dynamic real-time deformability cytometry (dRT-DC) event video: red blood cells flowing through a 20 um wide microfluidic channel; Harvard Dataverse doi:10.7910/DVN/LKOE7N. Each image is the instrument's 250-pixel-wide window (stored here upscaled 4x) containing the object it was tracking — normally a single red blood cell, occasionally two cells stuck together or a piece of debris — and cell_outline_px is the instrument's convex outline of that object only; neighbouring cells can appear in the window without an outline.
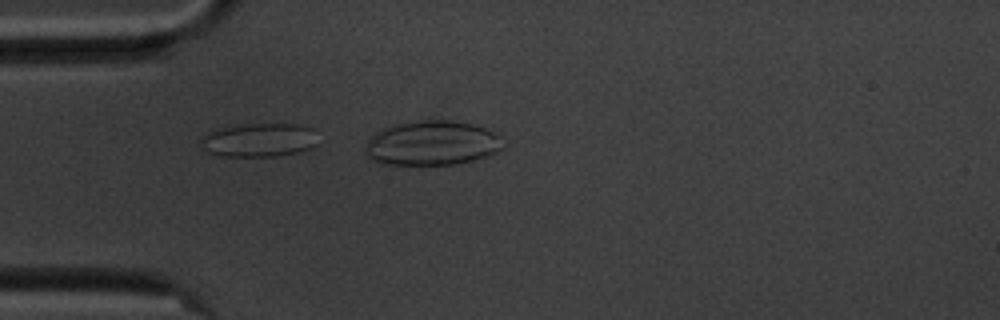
{"species": "common noctule bat (a hibernating species)", "species_latin": "Nyctalus noctula", "temperature_condition": "cold", "stored_images_in_passage": 4, "camera_frame_rate_fps": 3000, "um_per_image_px": 0.085, "animal": {"sex": "male", "body_mass_g": 20.1, "forearm_length_mm": 53.5}, "frame": {"image": 1, "passage_image": 1, "time_ms": 0.0, "image_size_px": [1000, 320], "cell_outline_px": [[316, 144], [312, 148], [300, 152], [276, 156], [220, 156], [196, 144], [200, 136], [212, 128], [248, 124], [296, 124], [316, 128]], "centroid_in_image_um": [21.98, 11.89], "position_along_channel_um": 63.0, "area_um2": 23.58}}